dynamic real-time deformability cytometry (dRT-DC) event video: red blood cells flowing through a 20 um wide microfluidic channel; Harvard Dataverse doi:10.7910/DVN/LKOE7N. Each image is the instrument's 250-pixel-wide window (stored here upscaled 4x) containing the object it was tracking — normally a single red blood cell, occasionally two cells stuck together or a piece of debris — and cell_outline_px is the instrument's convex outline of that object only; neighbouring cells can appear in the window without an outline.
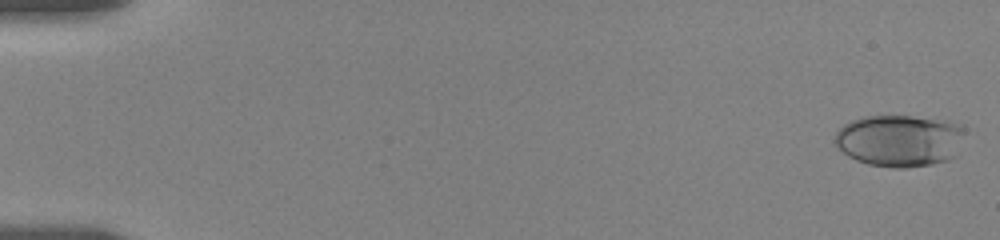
{"species": "human", "species_latin": "Homo sapiens", "temperature_condition": "room temperature", "stored_images_in_passage": 17, "camera_frame_rate_fps": 3000, "um_per_image_px": 0.085, "donor": {"sex": "female"}, "frame": {"image": 1, "passage_image": 1, "time_ms": 0.0, "image_size_px": [1000, 240], "cell_outline_px": [[964, 132], [956, 156], [948, 160], [932, 164], [904, 168], [892, 168], [868, 164], [856, 160], [848, 156], [836, 144], [836, 132], [844, 124], [852, 120], [864, 116], [912, 116], [948, 120], [960, 124], [964, 128]], "centroid_in_image_um": [76.5, 11.95], "position_along_channel_um": 8.5, "area_um2": 39.48}}
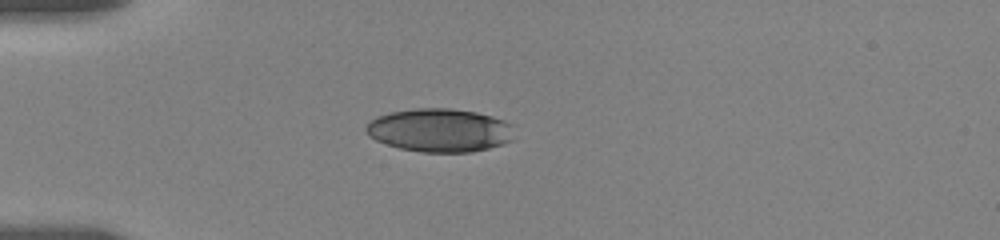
{"frame": {"image": 2, "passage_image": 12, "time_ms": 5.0, "image_size_px": [1000, 240], "cell_outline_px": [[512, 140], [504, 144], [472, 152], [420, 152], [400, 148], [376, 140], [368, 136], [364, 128], [376, 116], [392, 112], [412, 108], [452, 108], [476, 112], [492, 116], [504, 120], [512, 124]], "centroid_in_image_um": [37.38, 11.07], "position_along_channel_um": 47.6, "area_um2": 37.57}}
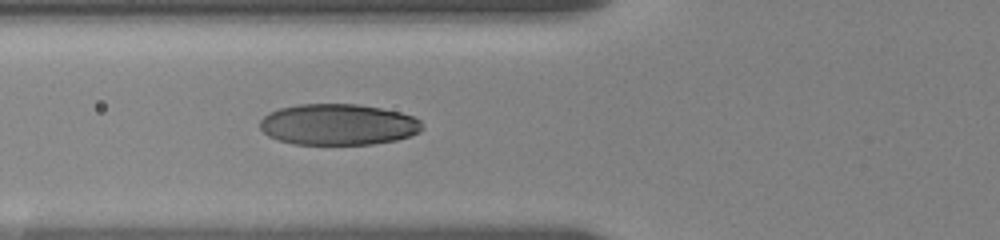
{"frame": {"image": 3, "passage_image": 17, "time_ms": 7.0, "image_size_px": [1000, 240], "cell_outline_px": [[424, 128], [420, 132], [396, 140], [372, 144], [296, 144], [280, 140], [268, 136], [260, 128], [260, 120], [268, 112], [280, 108], [296, 104], [356, 104], [380, 108], [400, 112], [412, 116], [420, 120]], "centroid_in_image_um": [28.74, 10.58], "position_along_channel_um": 97.1, "area_um2": 38.9}}